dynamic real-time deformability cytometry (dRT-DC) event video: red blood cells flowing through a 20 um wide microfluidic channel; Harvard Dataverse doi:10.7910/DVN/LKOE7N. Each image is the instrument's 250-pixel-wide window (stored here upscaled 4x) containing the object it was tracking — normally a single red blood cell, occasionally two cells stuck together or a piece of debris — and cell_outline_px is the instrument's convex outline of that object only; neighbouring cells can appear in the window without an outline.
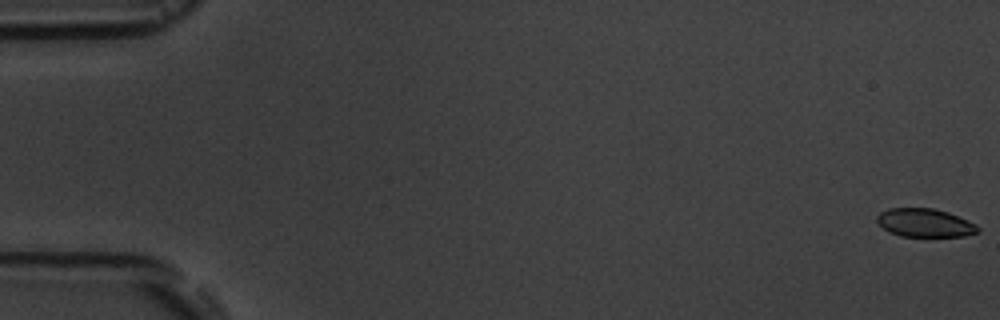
{"species": "common noctule bat (a hibernating species)", "species_latin": "Nyctalus noctula", "temperature_condition": "room temperature", "stored_images_in_passage": 6, "camera_frame_rate_fps": 3000, "um_per_image_px": 0.085, "animal": {"sex": "male", "body_mass_g": 19.5, "forearm_length_mm": 54.6}, "frame": {"image": 1, "passage_image": 1, "time_ms": 0.0, "image_size_px": [1000, 320], "cell_outline_px": [[980, 232], [964, 236], [900, 236], [888, 232], [876, 220], [876, 216], [880, 212], [888, 208], [932, 208], [948, 212], [976, 224], [980, 228]], "centroid_in_image_um": [78.61, 18.94], "position_along_channel_um": 6.4, "area_um2": 16.7}}
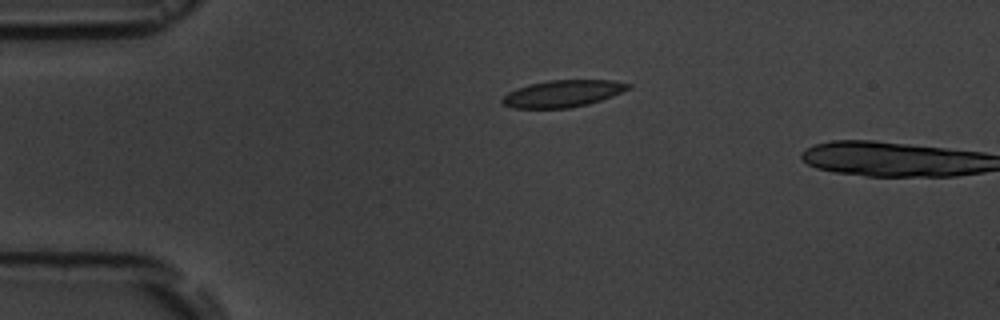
{"frame": {"image": 2, "passage_image": 6, "time_ms": 6.667, "image_size_px": [1000, 320], "cell_outline_px": [[632, 88], [612, 96], [588, 104], [568, 108], [512, 108], [504, 104], [500, 100], [508, 92], [528, 84], [548, 80], [612, 80], [632, 84]], "centroid_in_image_um": [47.85, 7.95], "position_along_channel_um": 37.2, "area_um2": 19.77}}